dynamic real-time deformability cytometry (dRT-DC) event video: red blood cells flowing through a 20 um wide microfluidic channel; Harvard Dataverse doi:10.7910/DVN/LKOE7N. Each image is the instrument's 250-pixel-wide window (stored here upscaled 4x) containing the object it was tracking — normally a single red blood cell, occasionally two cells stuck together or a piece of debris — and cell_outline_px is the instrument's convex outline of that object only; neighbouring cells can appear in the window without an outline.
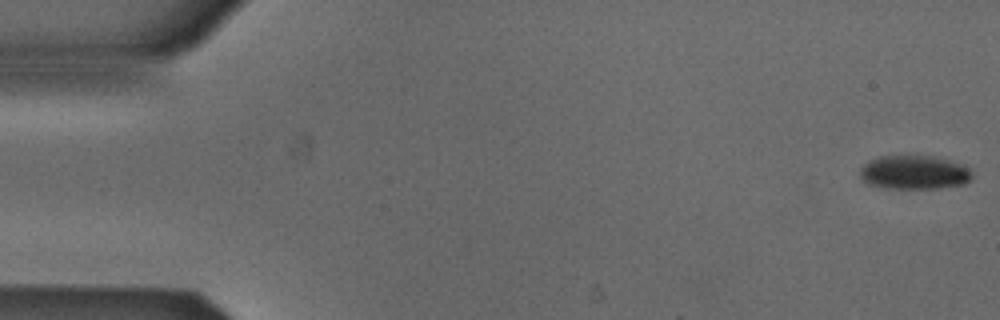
{"species": "Egyptian fruit bat (a non-hibernating species)", "species_latin": "Rousettus aegyptiacus", "temperature_condition": "cold", "stored_images_in_passage": 5, "camera_frame_rate_fps": 3000, "um_per_image_px": 0.085, "animal": {"sex": "male"}, "frame": {"image": 1, "passage_image": 1, "time_ms": 0.0, "image_size_px": [1000, 320], "cell_outline_px": [[972, 176], [964, 184], [936, 188], [884, 188], [868, 184], [860, 176], [860, 168], [868, 160], [880, 156], [932, 156], [964, 164], [972, 172]], "centroid_in_image_um": [77.69, 14.65], "position_along_channel_um": 7.3, "area_um2": 22.08}}
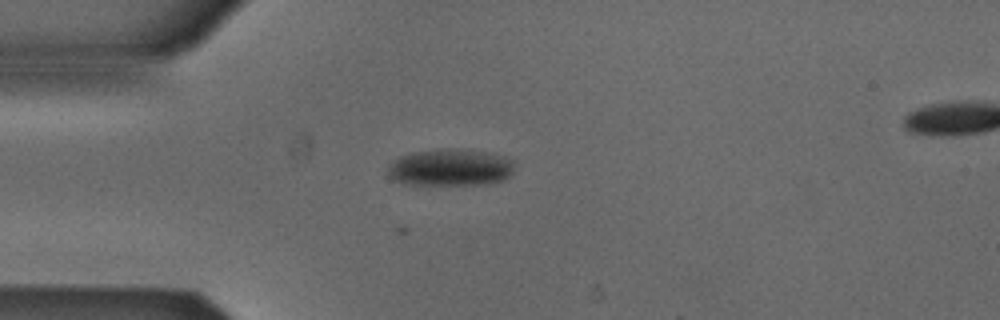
{"frame": {"image": 2, "passage_image": 4, "time_ms": 1.0, "image_size_px": [1000, 320], "cell_outline_px": [[512, 172], [504, 180], [488, 184], [408, 184], [392, 180], [388, 176], [388, 164], [400, 156], [416, 152], [444, 148], [448, 148], [484, 152], [504, 156], [512, 160]], "centroid_in_image_um": [38.25, 14.24], "position_along_channel_um": 46.8, "area_um2": 27.05}}